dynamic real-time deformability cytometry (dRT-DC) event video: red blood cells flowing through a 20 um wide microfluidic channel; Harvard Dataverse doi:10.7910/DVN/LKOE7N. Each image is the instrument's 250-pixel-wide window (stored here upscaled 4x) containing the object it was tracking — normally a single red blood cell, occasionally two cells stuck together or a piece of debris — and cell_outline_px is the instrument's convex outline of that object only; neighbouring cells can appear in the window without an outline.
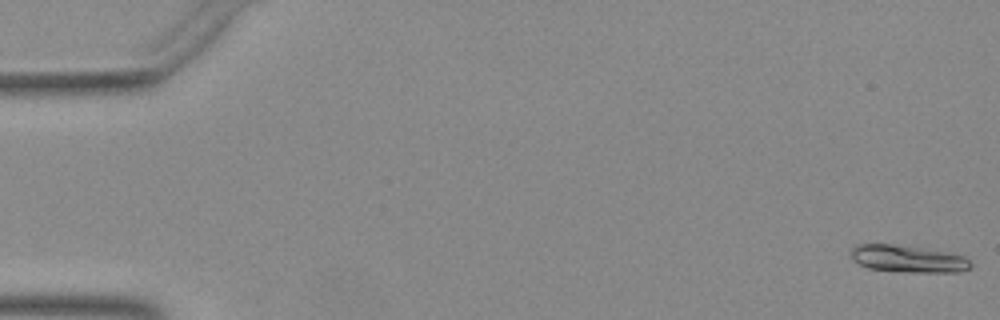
{"species": "Egyptian fruit bat (a non-hibernating species)", "species_latin": "Rousettus aegyptiacus", "temperature_condition": "warm", "stored_images_in_passage": 14, "camera_frame_rate_fps": 3000, "um_per_image_px": 0.085, "animal": {"sex": "female"}, "frame": {"image": 1, "passage_image": 1, "time_ms": 0.0, "image_size_px": [1000, 320], "cell_outline_px": [[972, 268], [960, 272], [896, 272], [868, 268], [860, 264], [852, 256], [852, 248], [856, 244], [892, 244], [920, 248], [944, 252], [964, 256], [972, 264]], "centroid_in_image_um": [77.2, 22.02], "position_along_channel_um": 7.8, "area_um2": 18.79}}